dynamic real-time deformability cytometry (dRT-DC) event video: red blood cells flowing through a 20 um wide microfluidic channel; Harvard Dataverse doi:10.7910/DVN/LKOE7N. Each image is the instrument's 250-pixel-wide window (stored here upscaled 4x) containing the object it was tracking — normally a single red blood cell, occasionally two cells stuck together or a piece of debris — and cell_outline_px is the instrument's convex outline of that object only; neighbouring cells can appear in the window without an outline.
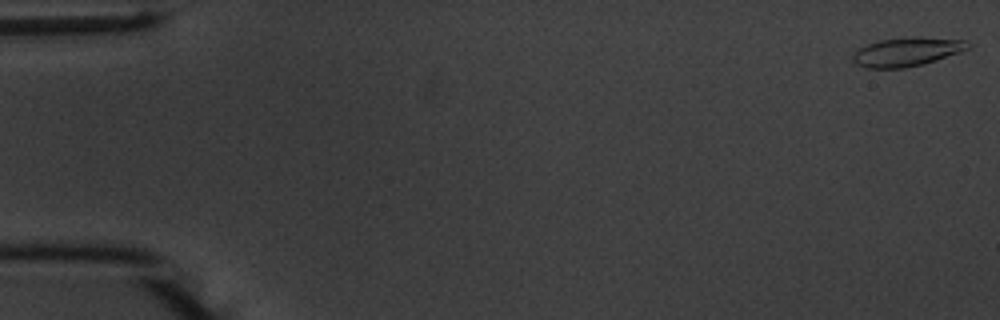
{"species": "common noctule bat (a hibernating species)", "species_latin": "Nyctalus noctula", "temperature_condition": "warm", "stored_images_in_passage": 17, "camera_frame_rate_fps": 3000, "um_per_image_px": 0.085, "animal": {"sex": "male", "body_mass_g": 20.1, "forearm_length_mm": 53.5}, "frame": {"image": 1, "passage_image": 1, "time_ms": 0.0, "image_size_px": [1000, 320], "cell_outline_px": [[972, 44], [968, 48], [960, 52], [924, 64], [904, 68], [868, 68], [856, 64], [852, 60], [852, 56], [860, 48], [868, 44], [880, 40], [916, 36], [968, 40]], "centroid_in_image_um": [77.13, 4.4], "position_along_channel_um": 7.9, "area_um2": 19.36}}